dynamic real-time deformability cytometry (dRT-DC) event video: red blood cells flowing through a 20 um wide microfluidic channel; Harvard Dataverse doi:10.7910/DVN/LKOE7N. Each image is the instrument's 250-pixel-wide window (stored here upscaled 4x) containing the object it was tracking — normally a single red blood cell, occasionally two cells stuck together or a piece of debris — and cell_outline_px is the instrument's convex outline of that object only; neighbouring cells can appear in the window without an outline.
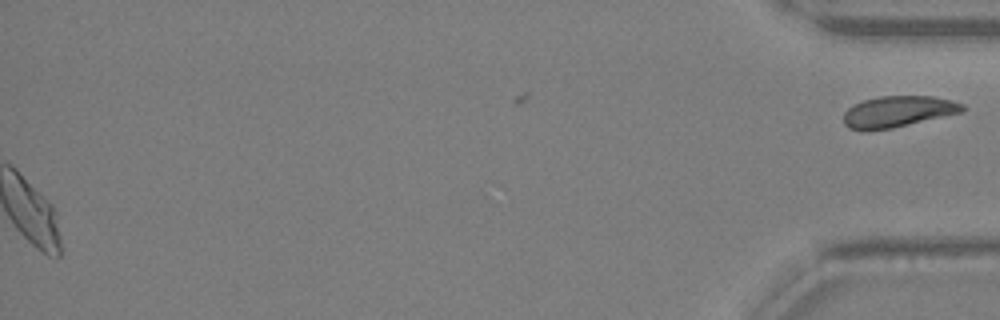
{"species": "Egyptian fruit bat (a non-hibernating species)", "species_latin": "Rousettus aegyptiacus", "temperature_condition": "warm", "stored_images_in_passage": 40, "segment_of_instrument_passage": [2, 2], "camera_frame_rate_fps": 3000, "um_per_image_px": 0.085, "animal": {"sex": "female"}, "frame": {"image": 1, "passage_image": 40, "time_ms": 13.0, "image_size_px": [1000, 320], "cell_outline_px": [[968, 108], [964, 112], [892, 128], [868, 132], [848, 128], [844, 124], [844, 112], [852, 104], [864, 100], [880, 96], [932, 96], [952, 100], [964, 104]], "centroid_in_image_um": [76.34, 9.49], "position_along_channel_um": 358.9, "area_um2": 22.02}}